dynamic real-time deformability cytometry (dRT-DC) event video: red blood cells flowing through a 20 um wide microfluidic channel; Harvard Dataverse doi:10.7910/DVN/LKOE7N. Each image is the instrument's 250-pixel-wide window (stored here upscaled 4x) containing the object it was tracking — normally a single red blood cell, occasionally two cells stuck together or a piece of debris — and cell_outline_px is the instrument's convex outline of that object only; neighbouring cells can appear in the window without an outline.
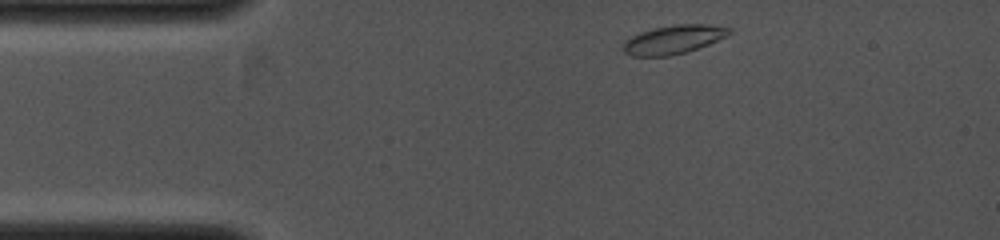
{"species": "common noctule bat (a hibernating species)", "species_latin": "Nyctalus noctula", "temperature_condition": "cold", "stored_images_in_passage": 33, "camera_frame_rate_fps": 4000, "um_per_image_px": 0.085, "animal": {"sex": "female", "body_mass_g": 19.0, "forearm_length_mm": 53.3}, "frame": {"image": 1, "passage_image": 1, "time_ms": 0.0, "image_size_px": [1000, 240], "cell_outline_px": [[732, 32], [728, 36], [708, 44], [684, 52], [668, 56], [632, 56], [624, 52], [624, 40], [640, 32], [652, 28], [676, 24], [708, 24], [732, 28]], "centroid_in_image_um": [57.26, 3.34], "position_along_channel_um": 27.7, "area_um2": 17.69}}
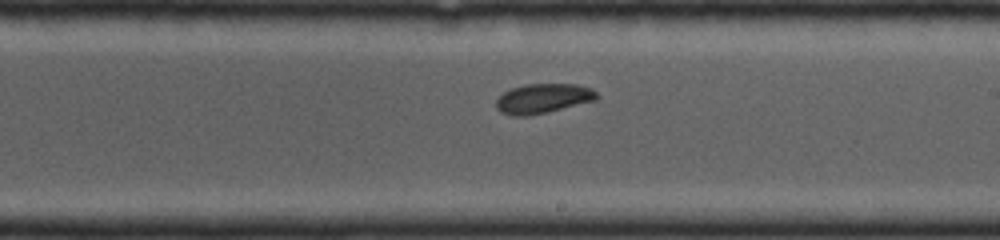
{"frame": {"image": 2, "passage_image": 19, "time_ms": 4.5, "image_size_px": [1000, 240], "cell_outline_px": [[600, 96], [596, 100], [548, 112], [528, 116], [512, 116], [500, 112], [496, 108], [496, 100], [504, 92], [512, 88], [524, 84], [576, 84], [592, 88]], "centroid_in_image_um": [46.16, 8.37], "position_along_channel_um": 242.8, "area_um2": 17.51}}
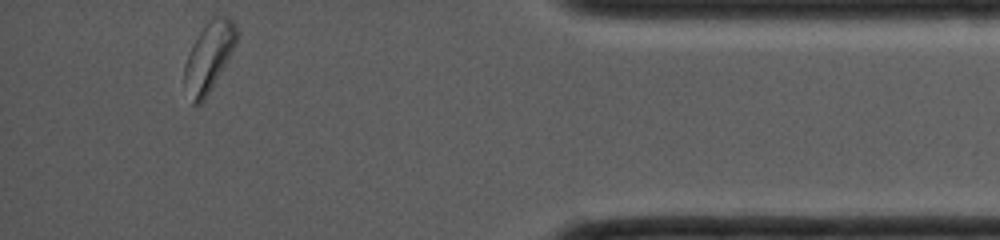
{"frame": {"image": 3, "passage_image": 33, "time_ms": 8.0, "image_size_px": [1000, 240], "cell_outline_px": [[240, 36], [236, 44], [216, 80], [204, 100], [200, 104], [192, 104], [184, 84], [184, 64], [192, 44], [208, 20], [212, 16], [228, 16], [236, 24], [240, 32]], "centroid_in_image_um": [17.78, 4.78], "position_along_channel_um": 417.4, "area_um2": 21.15}}